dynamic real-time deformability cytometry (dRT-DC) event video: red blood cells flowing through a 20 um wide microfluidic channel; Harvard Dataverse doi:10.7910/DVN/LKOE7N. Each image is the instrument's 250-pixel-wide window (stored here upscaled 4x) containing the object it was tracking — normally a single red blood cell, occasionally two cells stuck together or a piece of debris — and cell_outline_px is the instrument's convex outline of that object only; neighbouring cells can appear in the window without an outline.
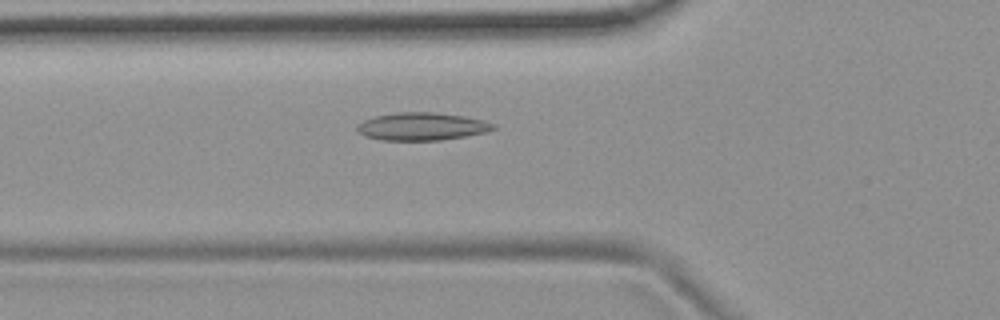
{"species": "common noctule bat (a hibernating species)", "species_latin": "Nyctalus noctula", "temperature_condition": "room temperature", "stored_images_in_passage": 53, "camera_frame_rate_fps": 3000, "um_per_image_px": 0.085, "animal": {"sex": "female", "body_mass_g": 19.9}, "frame": {"image": 1, "passage_image": 18, "time_ms": 5.667, "image_size_px": [1000, 320], "cell_outline_px": [[496, 128], [484, 132], [464, 136], [440, 140], [380, 140], [364, 136], [356, 128], [356, 124], [364, 120], [376, 116], [396, 112], [436, 112], [464, 116], [484, 120], [496, 124]], "centroid_in_image_um": [35.84, 10.74], "position_along_channel_um": 90.0, "area_um2": 22.02}}
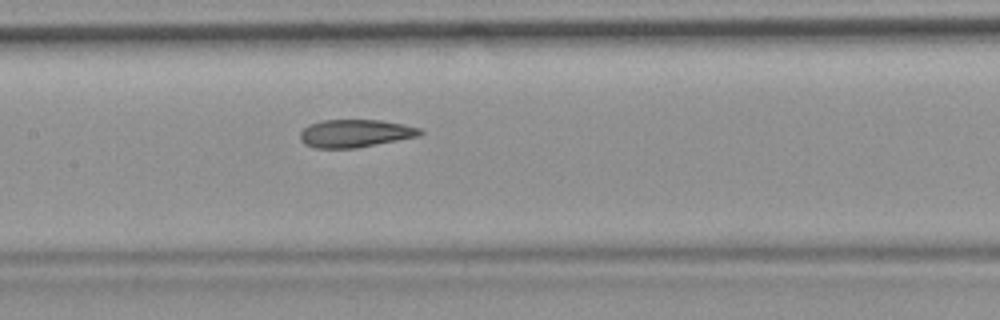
{"frame": {"image": 2, "passage_image": 25, "time_ms": 8.0, "image_size_px": [1000, 320], "cell_outline_px": [[424, 132], [420, 136], [356, 148], [316, 148], [304, 144], [300, 140], [300, 132], [308, 124], [324, 120], [380, 120], [404, 124], [420, 128]], "centroid_in_image_um": [30.19, 11.33], "position_along_channel_um": 177.2, "area_um2": 19.54}}
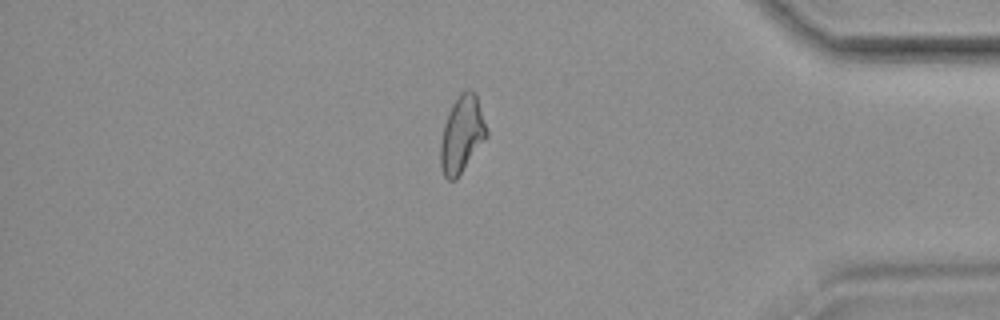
{"frame": {"image": 3, "passage_image": 45, "time_ms": 14.667, "image_size_px": [1000, 320], "cell_outline_px": [[488, 136], [456, 180], [448, 180], [444, 176], [440, 168], [440, 144], [444, 124], [452, 104], [460, 92], [468, 88], [476, 96], [488, 132]], "centroid_in_image_um": [39.24, 11.45], "position_along_channel_um": 396.0, "area_um2": 20.52}, "authors_computed_cell_mechanics": {"area_um2": 20.519, "velocity_mm_per_s": 3.7329, "shape_relaxation_time_tau1_ms": null, "shape_relaxation_time_tau2_ms": 4.0088, "deformation_change_tau1": null, "deformation_change_tau2": 0.11}}